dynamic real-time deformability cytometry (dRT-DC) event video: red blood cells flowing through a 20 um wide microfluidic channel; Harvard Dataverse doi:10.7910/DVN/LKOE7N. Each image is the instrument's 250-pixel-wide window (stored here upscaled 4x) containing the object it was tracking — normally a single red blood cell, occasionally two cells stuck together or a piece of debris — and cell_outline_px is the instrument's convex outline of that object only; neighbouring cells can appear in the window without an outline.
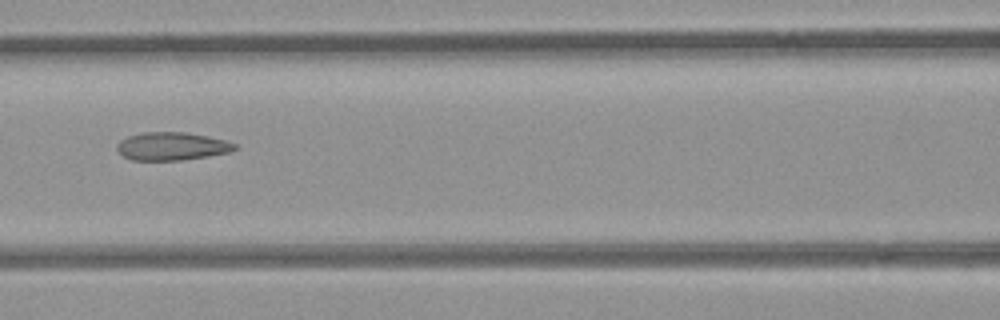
{"species": "common noctule bat (a hibernating species)", "species_latin": "Nyctalus noctula", "temperature_condition": "room temperature", "stored_images_in_passage": 5, "camera_frame_rate_fps": 3000, "um_per_image_px": 0.085, "animal": {"sex": "female", "body_mass_g": 21.9}, "frame": {"image": 1, "passage_image": 5, "time_ms": 4.333, "image_size_px": [1000, 320], "cell_outline_px": [[236, 148], [228, 152], [208, 156], [180, 160], [132, 160], [124, 156], [116, 148], [116, 144], [120, 140], [128, 136], [140, 132], [184, 132], [208, 136], [224, 140], [236, 144]], "centroid_in_image_um": [14.57, 12.42], "position_along_channel_um": 152.0, "area_um2": 19.13}}